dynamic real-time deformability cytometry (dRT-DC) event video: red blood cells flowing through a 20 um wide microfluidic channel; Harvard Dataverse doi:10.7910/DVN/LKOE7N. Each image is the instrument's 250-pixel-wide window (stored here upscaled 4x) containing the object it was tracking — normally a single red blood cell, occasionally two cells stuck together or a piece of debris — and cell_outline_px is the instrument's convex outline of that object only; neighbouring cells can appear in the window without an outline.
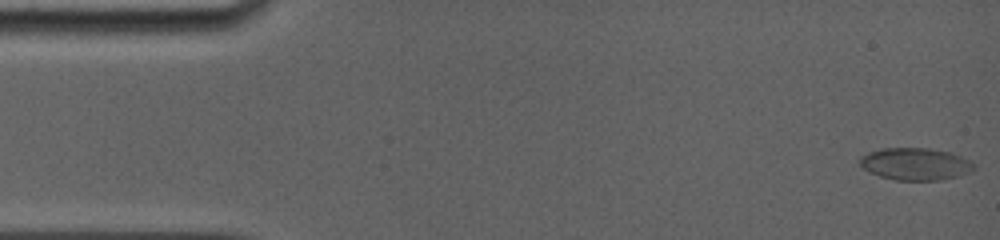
{"species": "common noctule bat (a hibernating species)", "species_latin": "Nyctalus noctula", "temperature_condition": "room temperature", "stored_images_in_passage": 82, "camera_frame_rate_fps": 5000, "um_per_image_px": 0.085, "animal": {"sex": "female", "body_mass_g": 19.0, "forearm_length_mm": 56.7}, "frame": {"image": 1, "passage_image": 1, "time_ms": 0.0, "image_size_px": [1000, 240], "cell_outline_px": [[976, 168], [968, 172], [956, 176], [940, 180], [896, 180], [880, 176], [864, 168], [860, 164], [860, 156], [868, 152], [880, 148], [928, 148], [948, 152], [960, 156], [968, 160]], "centroid_in_image_um": [77.77, 13.93], "position_along_channel_um": 7.2, "area_um2": 21.1}}
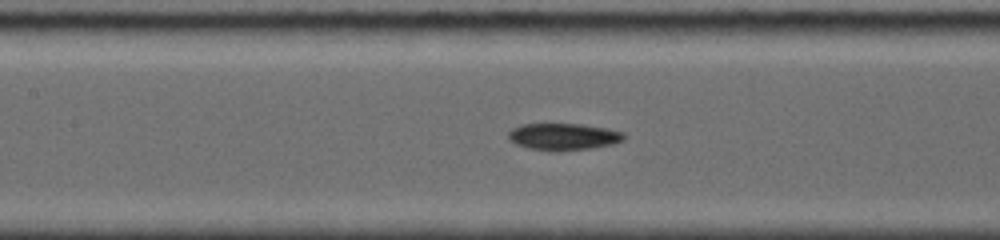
{"frame": {"image": 2, "passage_image": 37, "time_ms": 7.2, "image_size_px": [1000, 240], "cell_outline_px": [[624, 140], [612, 144], [588, 148], [528, 148], [516, 144], [508, 136], [508, 132], [512, 128], [520, 124], [584, 124], [608, 128], [624, 132]], "centroid_in_image_um": [47.92, 11.55], "position_along_channel_um": 159.5, "area_um2": 17.28}}
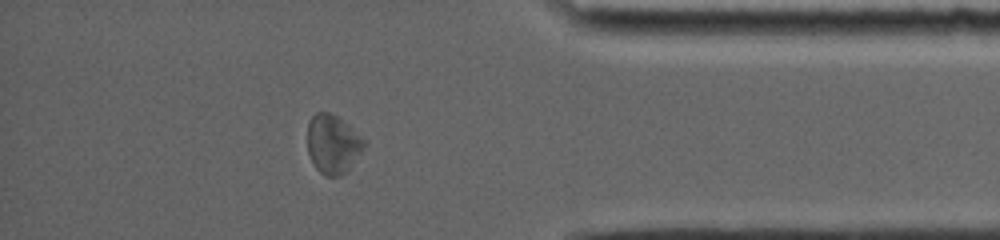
{"frame": {"image": 3, "passage_image": 71, "time_ms": 14.0, "image_size_px": [1000, 240], "cell_outline_px": [[364, 144], [360, 152], [348, 168], [340, 176], [324, 176], [316, 168], [308, 152], [308, 120], [316, 112], [332, 112], [364, 140]], "centroid_in_image_um": [28.23, 12.23], "position_along_channel_um": 407.0, "area_um2": 18.84}, "authors_computed_cell_mechanics": {"area_um2": 18.4093, "velocity_mm_per_s": 3.8254, "shape_relaxation_time_tau1_ms": 6.6736, "shape_relaxation_time_tau2_ms": 2.4884, "deformation_change_tau1": 0.1636, "deformation_change_tau2": 0.0974}}